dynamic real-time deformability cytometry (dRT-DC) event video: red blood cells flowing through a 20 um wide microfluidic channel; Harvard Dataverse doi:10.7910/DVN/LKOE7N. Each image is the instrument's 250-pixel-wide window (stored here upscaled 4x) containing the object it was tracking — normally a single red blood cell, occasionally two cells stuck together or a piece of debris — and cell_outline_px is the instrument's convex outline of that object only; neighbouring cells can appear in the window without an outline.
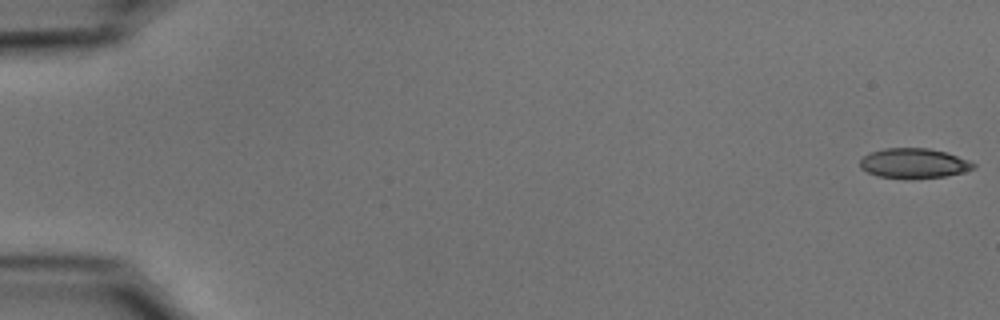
{"species": "common noctule bat (a hibernating species)", "species_latin": "Nyctalus noctula", "temperature_condition": "cold", "stored_images_in_passage": 55, "camera_frame_rate_fps": 3000, "um_per_image_px": 0.085, "animal": {"sex": "male", "body_mass_g": 15.6}, "frame": {"image": 1, "passage_image": 1, "time_ms": 0.0, "image_size_px": [1000, 320], "cell_outline_px": [[976, 168], [964, 172], [944, 176], [880, 176], [868, 172], [860, 168], [860, 160], [868, 152], [884, 148], [928, 148], [944, 152], [968, 160], [976, 164]], "centroid_in_image_um": [77.67, 13.83], "position_along_channel_um": 7.3, "area_um2": 19.02}}
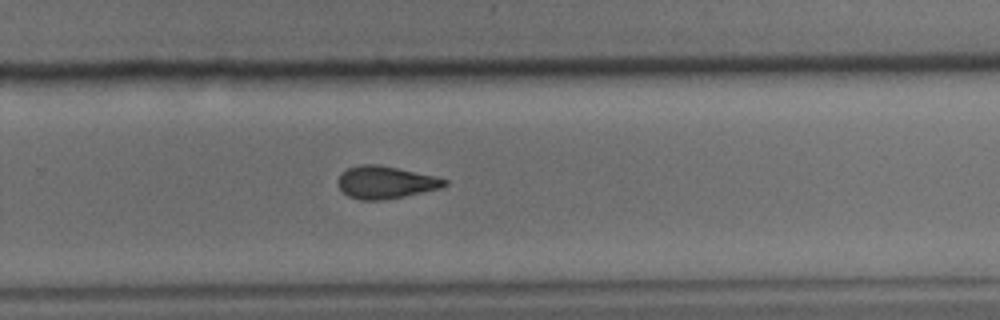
{"frame": {"image": 2, "passage_image": 37, "time_ms": 12.0, "image_size_px": [1000, 320], "cell_outline_px": [[448, 184], [440, 188], [404, 196], [384, 200], [360, 200], [348, 196], [336, 184], [336, 180], [348, 168], [360, 164], [380, 164], [436, 176], [448, 180]], "centroid_in_image_um": [32.76, 15.49], "position_along_channel_um": 297.0, "area_um2": 20.23}}
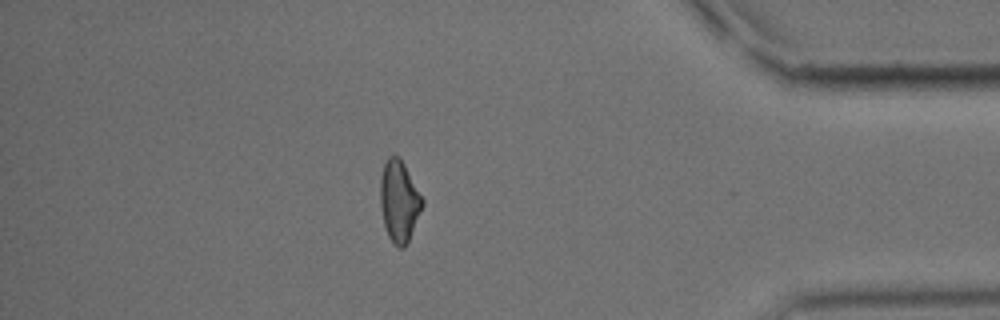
{"frame": {"image": 3, "passage_image": 48, "time_ms": 15.667, "image_size_px": [1000, 320], "cell_outline_px": [[424, 204], [408, 240], [404, 248], [400, 248], [392, 244], [388, 236], [384, 224], [380, 208], [380, 176], [384, 164], [388, 156], [400, 156], [424, 200]], "centroid_in_image_um": [33.91, 17.09], "position_along_channel_um": 401.3, "area_um2": 20.0}, "authors_computed_cell_mechanics": {"area_um2": 20.4612, "velocity_mm_per_s": 3.7119, "shape_relaxation_time_tau1_ms": 5.5705, "shape_relaxation_time_tau2_ms": 2.6172, "deformation_change_tau1": 0.145, "deformation_change_tau2": 0.0927}}